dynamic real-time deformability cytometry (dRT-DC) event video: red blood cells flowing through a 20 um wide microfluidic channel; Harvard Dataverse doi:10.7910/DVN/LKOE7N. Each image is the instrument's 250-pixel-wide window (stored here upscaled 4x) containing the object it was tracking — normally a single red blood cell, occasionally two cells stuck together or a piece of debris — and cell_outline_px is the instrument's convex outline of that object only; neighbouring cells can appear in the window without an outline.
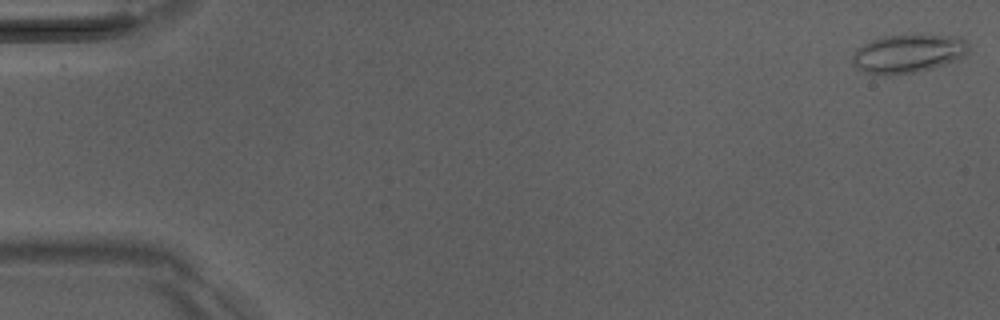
{"species": "Egyptian fruit bat (a non-hibernating species)", "species_latin": "Rousettus aegyptiacus", "temperature_condition": "room temperature", "stored_images_in_passage": 51, "camera_frame_rate_fps": 3000, "um_per_image_px": 0.085, "animal": {"sex": "male"}, "frame": {"image": 1, "passage_image": 1, "time_ms": 0.0, "image_size_px": [1000, 320], "cell_outline_px": [[968, 52], [964, 56], [944, 64], [916, 72], [888, 76], [876, 76], [864, 72], [852, 64], [852, 56], [864, 44], [872, 40], [884, 36], [960, 36], [968, 44]], "centroid_in_image_um": [77.16, 4.59], "position_along_channel_um": 7.8, "area_um2": 25.72}}
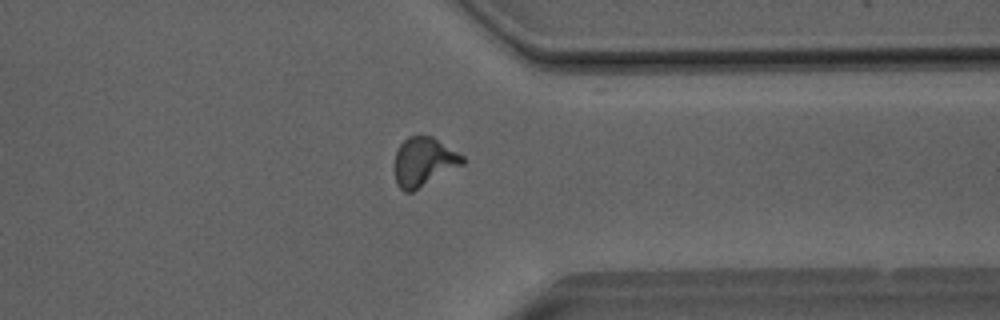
{"frame": {"image": 2, "passage_image": 40, "time_ms": 13.0, "image_size_px": [1000, 320], "cell_outline_px": [[464, 164], [412, 192], [404, 192], [396, 184], [396, 152], [400, 144], [408, 136], [432, 136], [464, 156]], "centroid_in_image_um": [36.03, 13.76], "position_along_channel_um": 375.4, "area_um2": 19.13}}
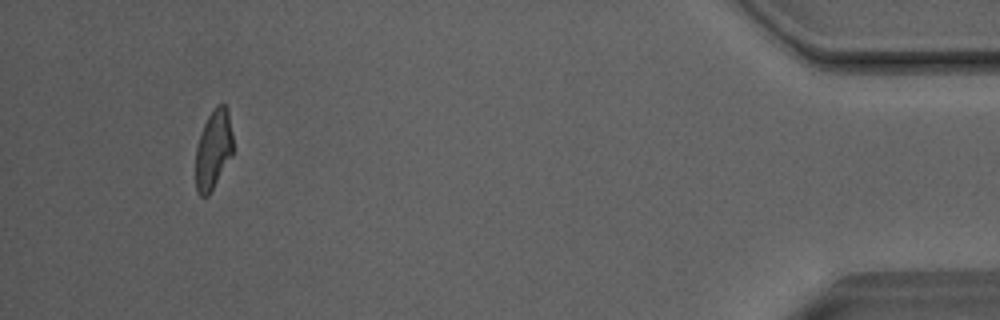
{"frame": {"image": 3, "passage_image": 48, "time_ms": 15.667, "image_size_px": [1000, 320], "cell_outline_px": [[232, 156], [208, 196], [200, 196], [196, 192], [196, 148], [200, 132], [212, 108], [216, 104], [224, 104], [228, 108], [232, 136]], "centroid_in_image_um": [18.13, 12.69], "position_along_channel_um": 417.1, "area_um2": 17.34}, "authors_computed_cell_mechanics": {"area_um2": 18.9006, "velocity_mm_per_s": 4.0638, "shape_relaxation_time_tau1_ms": 6.3233, "shape_relaxation_time_tau2_ms": 2.4222, "deformation_change_tau1": 0.1932, "deformation_change_tau2": 0.1156}}